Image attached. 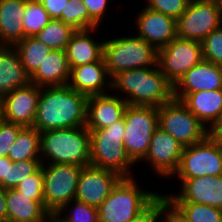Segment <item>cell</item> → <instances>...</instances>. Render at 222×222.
<instances>
[{
  "instance_id": "cell-33",
  "label": "cell",
  "mask_w": 222,
  "mask_h": 222,
  "mask_svg": "<svg viewBox=\"0 0 222 222\" xmlns=\"http://www.w3.org/2000/svg\"><path fill=\"white\" fill-rule=\"evenodd\" d=\"M41 165V160H22L8 163L7 179H2L0 185L4 189L15 188L26 177L35 173Z\"/></svg>"
},
{
  "instance_id": "cell-3",
  "label": "cell",
  "mask_w": 222,
  "mask_h": 222,
  "mask_svg": "<svg viewBox=\"0 0 222 222\" xmlns=\"http://www.w3.org/2000/svg\"><path fill=\"white\" fill-rule=\"evenodd\" d=\"M40 142L42 164H90V131L85 126L40 132Z\"/></svg>"
},
{
  "instance_id": "cell-21",
  "label": "cell",
  "mask_w": 222,
  "mask_h": 222,
  "mask_svg": "<svg viewBox=\"0 0 222 222\" xmlns=\"http://www.w3.org/2000/svg\"><path fill=\"white\" fill-rule=\"evenodd\" d=\"M31 83V77L23 67L19 52L14 46L0 45V100L14 89Z\"/></svg>"
},
{
  "instance_id": "cell-2",
  "label": "cell",
  "mask_w": 222,
  "mask_h": 222,
  "mask_svg": "<svg viewBox=\"0 0 222 222\" xmlns=\"http://www.w3.org/2000/svg\"><path fill=\"white\" fill-rule=\"evenodd\" d=\"M118 92L128 105L160 107L173 99V84L159 66L117 73L111 78V91Z\"/></svg>"
},
{
  "instance_id": "cell-1",
  "label": "cell",
  "mask_w": 222,
  "mask_h": 222,
  "mask_svg": "<svg viewBox=\"0 0 222 222\" xmlns=\"http://www.w3.org/2000/svg\"><path fill=\"white\" fill-rule=\"evenodd\" d=\"M87 99L68 84L41 87L33 127L45 132L85 126Z\"/></svg>"
},
{
  "instance_id": "cell-17",
  "label": "cell",
  "mask_w": 222,
  "mask_h": 222,
  "mask_svg": "<svg viewBox=\"0 0 222 222\" xmlns=\"http://www.w3.org/2000/svg\"><path fill=\"white\" fill-rule=\"evenodd\" d=\"M137 35L157 50L177 37L176 19L144 6L135 16Z\"/></svg>"
},
{
  "instance_id": "cell-40",
  "label": "cell",
  "mask_w": 222,
  "mask_h": 222,
  "mask_svg": "<svg viewBox=\"0 0 222 222\" xmlns=\"http://www.w3.org/2000/svg\"><path fill=\"white\" fill-rule=\"evenodd\" d=\"M161 222H191L164 194H161Z\"/></svg>"
},
{
  "instance_id": "cell-44",
  "label": "cell",
  "mask_w": 222,
  "mask_h": 222,
  "mask_svg": "<svg viewBox=\"0 0 222 222\" xmlns=\"http://www.w3.org/2000/svg\"><path fill=\"white\" fill-rule=\"evenodd\" d=\"M8 163H13L8 156L0 157V181L7 179Z\"/></svg>"
},
{
  "instance_id": "cell-45",
  "label": "cell",
  "mask_w": 222,
  "mask_h": 222,
  "mask_svg": "<svg viewBox=\"0 0 222 222\" xmlns=\"http://www.w3.org/2000/svg\"><path fill=\"white\" fill-rule=\"evenodd\" d=\"M210 135L222 145V119L211 129Z\"/></svg>"
},
{
  "instance_id": "cell-5",
  "label": "cell",
  "mask_w": 222,
  "mask_h": 222,
  "mask_svg": "<svg viewBox=\"0 0 222 222\" xmlns=\"http://www.w3.org/2000/svg\"><path fill=\"white\" fill-rule=\"evenodd\" d=\"M103 58L110 78L122 71L158 66V50L138 35L105 40Z\"/></svg>"
},
{
  "instance_id": "cell-46",
  "label": "cell",
  "mask_w": 222,
  "mask_h": 222,
  "mask_svg": "<svg viewBox=\"0 0 222 222\" xmlns=\"http://www.w3.org/2000/svg\"><path fill=\"white\" fill-rule=\"evenodd\" d=\"M45 222H63L57 214H50Z\"/></svg>"
},
{
  "instance_id": "cell-38",
  "label": "cell",
  "mask_w": 222,
  "mask_h": 222,
  "mask_svg": "<svg viewBox=\"0 0 222 222\" xmlns=\"http://www.w3.org/2000/svg\"><path fill=\"white\" fill-rule=\"evenodd\" d=\"M22 128L23 126L19 124L10 123L0 118V157L8 155L9 149Z\"/></svg>"
},
{
  "instance_id": "cell-29",
  "label": "cell",
  "mask_w": 222,
  "mask_h": 222,
  "mask_svg": "<svg viewBox=\"0 0 222 222\" xmlns=\"http://www.w3.org/2000/svg\"><path fill=\"white\" fill-rule=\"evenodd\" d=\"M76 30L59 19H51L49 23L34 37L43 42L51 50H65L72 34Z\"/></svg>"
},
{
  "instance_id": "cell-16",
  "label": "cell",
  "mask_w": 222,
  "mask_h": 222,
  "mask_svg": "<svg viewBox=\"0 0 222 222\" xmlns=\"http://www.w3.org/2000/svg\"><path fill=\"white\" fill-rule=\"evenodd\" d=\"M178 179V194L164 193L172 202H195L222 209V176Z\"/></svg>"
},
{
  "instance_id": "cell-4",
  "label": "cell",
  "mask_w": 222,
  "mask_h": 222,
  "mask_svg": "<svg viewBox=\"0 0 222 222\" xmlns=\"http://www.w3.org/2000/svg\"><path fill=\"white\" fill-rule=\"evenodd\" d=\"M89 131V165L112 170L122 177H132L133 171L131 169L136 164L129 158L123 145L125 135L124 118L107 128Z\"/></svg>"
},
{
  "instance_id": "cell-31",
  "label": "cell",
  "mask_w": 222,
  "mask_h": 222,
  "mask_svg": "<svg viewBox=\"0 0 222 222\" xmlns=\"http://www.w3.org/2000/svg\"><path fill=\"white\" fill-rule=\"evenodd\" d=\"M70 205H72V208ZM66 210L69 212L66 213ZM65 213L67 214L65 215L66 217L62 216ZM56 214L63 222H100L98 209L96 207L76 199L68 202Z\"/></svg>"
},
{
  "instance_id": "cell-10",
  "label": "cell",
  "mask_w": 222,
  "mask_h": 222,
  "mask_svg": "<svg viewBox=\"0 0 222 222\" xmlns=\"http://www.w3.org/2000/svg\"><path fill=\"white\" fill-rule=\"evenodd\" d=\"M222 176V145L210 134L201 142L183 148L180 164L172 177Z\"/></svg>"
},
{
  "instance_id": "cell-19",
  "label": "cell",
  "mask_w": 222,
  "mask_h": 222,
  "mask_svg": "<svg viewBox=\"0 0 222 222\" xmlns=\"http://www.w3.org/2000/svg\"><path fill=\"white\" fill-rule=\"evenodd\" d=\"M119 94H99L88 96L86 125L88 130L107 128L123 119L127 102Z\"/></svg>"
},
{
  "instance_id": "cell-32",
  "label": "cell",
  "mask_w": 222,
  "mask_h": 222,
  "mask_svg": "<svg viewBox=\"0 0 222 222\" xmlns=\"http://www.w3.org/2000/svg\"><path fill=\"white\" fill-rule=\"evenodd\" d=\"M191 222H222V209L195 202H173Z\"/></svg>"
},
{
  "instance_id": "cell-9",
  "label": "cell",
  "mask_w": 222,
  "mask_h": 222,
  "mask_svg": "<svg viewBox=\"0 0 222 222\" xmlns=\"http://www.w3.org/2000/svg\"><path fill=\"white\" fill-rule=\"evenodd\" d=\"M158 126L183 147L201 142L210 134L202 122L174 98L158 107Z\"/></svg>"
},
{
  "instance_id": "cell-43",
  "label": "cell",
  "mask_w": 222,
  "mask_h": 222,
  "mask_svg": "<svg viewBox=\"0 0 222 222\" xmlns=\"http://www.w3.org/2000/svg\"><path fill=\"white\" fill-rule=\"evenodd\" d=\"M6 189L0 185V222H7Z\"/></svg>"
},
{
  "instance_id": "cell-24",
  "label": "cell",
  "mask_w": 222,
  "mask_h": 222,
  "mask_svg": "<svg viewBox=\"0 0 222 222\" xmlns=\"http://www.w3.org/2000/svg\"><path fill=\"white\" fill-rule=\"evenodd\" d=\"M70 71L65 50H51L30 76L31 83L39 87L67 85Z\"/></svg>"
},
{
  "instance_id": "cell-41",
  "label": "cell",
  "mask_w": 222,
  "mask_h": 222,
  "mask_svg": "<svg viewBox=\"0 0 222 222\" xmlns=\"http://www.w3.org/2000/svg\"><path fill=\"white\" fill-rule=\"evenodd\" d=\"M129 222H161V192L142 212Z\"/></svg>"
},
{
  "instance_id": "cell-47",
  "label": "cell",
  "mask_w": 222,
  "mask_h": 222,
  "mask_svg": "<svg viewBox=\"0 0 222 222\" xmlns=\"http://www.w3.org/2000/svg\"><path fill=\"white\" fill-rule=\"evenodd\" d=\"M220 1V6H221V16H222V0H219Z\"/></svg>"
},
{
  "instance_id": "cell-42",
  "label": "cell",
  "mask_w": 222,
  "mask_h": 222,
  "mask_svg": "<svg viewBox=\"0 0 222 222\" xmlns=\"http://www.w3.org/2000/svg\"><path fill=\"white\" fill-rule=\"evenodd\" d=\"M51 19H59L65 13L68 0H39Z\"/></svg>"
},
{
  "instance_id": "cell-26",
  "label": "cell",
  "mask_w": 222,
  "mask_h": 222,
  "mask_svg": "<svg viewBox=\"0 0 222 222\" xmlns=\"http://www.w3.org/2000/svg\"><path fill=\"white\" fill-rule=\"evenodd\" d=\"M25 6L26 0H0V45L14 46L25 37Z\"/></svg>"
},
{
  "instance_id": "cell-6",
  "label": "cell",
  "mask_w": 222,
  "mask_h": 222,
  "mask_svg": "<svg viewBox=\"0 0 222 222\" xmlns=\"http://www.w3.org/2000/svg\"><path fill=\"white\" fill-rule=\"evenodd\" d=\"M134 177H123L97 208L100 222H129L159 195L140 188Z\"/></svg>"
},
{
  "instance_id": "cell-20",
  "label": "cell",
  "mask_w": 222,
  "mask_h": 222,
  "mask_svg": "<svg viewBox=\"0 0 222 222\" xmlns=\"http://www.w3.org/2000/svg\"><path fill=\"white\" fill-rule=\"evenodd\" d=\"M68 85L86 96L108 93L107 91L111 90V78L106 70L104 58L71 68Z\"/></svg>"
},
{
  "instance_id": "cell-7",
  "label": "cell",
  "mask_w": 222,
  "mask_h": 222,
  "mask_svg": "<svg viewBox=\"0 0 222 222\" xmlns=\"http://www.w3.org/2000/svg\"><path fill=\"white\" fill-rule=\"evenodd\" d=\"M123 145L129 158L138 164L146 155L158 126V107L128 105L124 113Z\"/></svg>"
},
{
  "instance_id": "cell-25",
  "label": "cell",
  "mask_w": 222,
  "mask_h": 222,
  "mask_svg": "<svg viewBox=\"0 0 222 222\" xmlns=\"http://www.w3.org/2000/svg\"><path fill=\"white\" fill-rule=\"evenodd\" d=\"M7 222H45L50 213L45 202L32 200L15 188L6 189Z\"/></svg>"
},
{
  "instance_id": "cell-8",
  "label": "cell",
  "mask_w": 222,
  "mask_h": 222,
  "mask_svg": "<svg viewBox=\"0 0 222 222\" xmlns=\"http://www.w3.org/2000/svg\"><path fill=\"white\" fill-rule=\"evenodd\" d=\"M83 166L74 164H42L45 208L56 214L75 199L77 184Z\"/></svg>"
},
{
  "instance_id": "cell-37",
  "label": "cell",
  "mask_w": 222,
  "mask_h": 222,
  "mask_svg": "<svg viewBox=\"0 0 222 222\" xmlns=\"http://www.w3.org/2000/svg\"><path fill=\"white\" fill-rule=\"evenodd\" d=\"M144 2L147 8L177 20L186 10L190 0H145Z\"/></svg>"
},
{
  "instance_id": "cell-18",
  "label": "cell",
  "mask_w": 222,
  "mask_h": 222,
  "mask_svg": "<svg viewBox=\"0 0 222 222\" xmlns=\"http://www.w3.org/2000/svg\"><path fill=\"white\" fill-rule=\"evenodd\" d=\"M216 89H222V66L202 59L173 85V98L181 101L187 94Z\"/></svg>"
},
{
  "instance_id": "cell-30",
  "label": "cell",
  "mask_w": 222,
  "mask_h": 222,
  "mask_svg": "<svg viewBox=\"0 0 222 222\" xmlns=\"http://www.w3.org/2000/svg\"><path fill=\"white\" fill-rule=\"evenodd\" d=\"M50 20L48 12L39 0H26L22 18L25 37L35 36Z\"/></svg>"
},
{
  "instance_id": "cell-11",
  "label": "cell",
  "mask_w": 222,
  "mask_h": 222,
  "mask_svg": "<svg viewBox=\"0 0 222 222\" xmlns=\"http://www.w3.org/2000/svg\"><path fill=\"white\" fill-rule=\"evenodd\" d=\"M222 24L219 0H190L176 20L177 37L202 41Z\"/></svg>"
},
{
  "instance_id": "cell-14",
  "label": "cell",
  "mask_w": 222,
  "mask_h": 222,
  "mask_svg": "<svg viewBox=\"0 0 222 222\" xmlns=\"http://www.w3.org/2000/svg\"><path fill=\"white\" fill-rule=\"evenodd\" d=\"M122 178L112 170L85 166L79 176L75 199L98 208Z\"/></svg>"
},
{
  "instance_id": "cell-36",
  "label": "cell",
  "mask_w": 222,
  "mask_h": 222,
  "mask_svg": "<svg viewBox=\"0 0 222 222\" xmlns=\"http://www.w3.org/2000/svg\"><path fill=\"white\" fill-rule=\"evenodd\" d=\"M15 189L26 196H32V200L45 202L43 195V170L41 167L33 174L21 181Z\"/></svg>"
},
{
  "instance_id": "cell-12",
  "label": "cell",
  "mask_w": 222,
  "mask_h": 222,
  "mask_svg": "<svg viewBox=\"0 0 222 222\" xmlns=\"http://www.w3.org/2000/svg\"><path fill=\"white\" fill-rule=\"evenodd\" d=\"M202 59V45L197 40L176 37L158 50V66L173 85Z\"/></svg>"
},
{
  "instance_id": "cell-34",
  "label": "cell",
  "mask_w": 222,
  "mask_h": 222,
  "mask_svg": "<svg viewBox=\"0 0 222 222\" xmlns=\"http://www.w3.org/2000/svg\"><path fill=\"white\" fill-rule=\"evenodd\" d=\"M59 20L75 30L89 29V13L82 0H68L65 13H61Z\"/></svg>"
},
{
  "instance_id": "cell-22",
  "label": "cell",
  "mask_w": 222,
  "mask_h": 222,
  "mask_svg": "<svg viewBox=\"0 0 222 222\" xmlns=\"http://www.w3.org/2000/svg\"><path fill=\"white\" fill-rule=\"evenodd\" d=\"M98 27L86 30H76L68 44L65 52L70 69L91 62L100 61L103 58L104 41H96L92 32L96 33Z\"/></svg>"
},
{
  "instance_id": "cell-15",
  "label": "cell",
  "mask_w": 222,
  "mask_h": 222,
  "mask_svg": "<svg viewBox=\"0 0 222 222\" xmlns=\"http://www.w3.org/2000/svg\"><path fill=\"white\" fill-rule=\"evenodd\" d=\"M40 92L41 87L33 83L14 89L0 100V118L23 127H33Z\"/></svg>"
},
{
  "instance_id": "cell-23",
  "label": "cell",
  "mask_w": 222,
  "mask_h": 222,
  "mask_svg": "<svg viewBox=\"0 0 222 222\" xmlns=\"http://www.w3.org/2000/svg\"><path fill=\"white\" fill-rule=\"evenodd\" d=\"M181 102L209 131L222 119V89L190 93Z\"/></svg>"
},
{
  "instance_id": "cell-39",
  "label": "cell",
  "mask_w": 222,
  "mask_h": 222,
  "mask_svg": "<svg viewBox=\"0 0 222 222\" xmlns=\"http://www.w3.org/2000/svg\"><path fill=\"white\" fill-rule=\"evenodd\" d=\"M89 13V29L96 28L103 24L105 12L108 11L110 0H82Z\"/></svg>"
},
{
  "instance_id": "cell-35",
  "label": "cell",
  "mask_w": 222,
  "mask_h": 222,
  "mask_svg": "<svg viewBox=\"0 0 222 222\" xmlns=\"http://www.w3.org/2000/svg\"><path fill=\"white\" fill-rule=\"evenodd\" d=\"M204 60L222 66V24L201 41Z\"/></svg>"
},
{
  "instance_id": "cell-28",
  "label": "cell",
  "mask_w": 222,
  "mask_h": 222,
  "mask_svg": "<svg viewBox=\"0 0 222 222\" xmlns=\"http://www.w3.org/2000/svg\"><path fill=\"white\" fill-rule=\"evenodd\" d=\"M14 47L19 52L22 65L30 76L51 51L48 46L34 36L24 37Z\"/></svg>"
},
{
  "instance_id": "cell-27",
  "label": "cell",
  "mask_w": 222,
  "mask_h": 222,
  "mask_svg": "<svg viewBox=\"0 0 222 222\" xmlns=\"http://www.w3.org/2000/svg\"><path fill=\"white\" fill-rule=\"evenodd\" d=\"M40 132L35 127H23L9 149L8 157L13 161L41 160Z\"/></svg>"
},
{
  "instance_id": "cell-13",
  "label": "cell",
  "mask_w": 222,
  "mask_h": 222,
  "mask_svg": "<svg viewBox=\"0 0 222 222\" xmlns=\"http://www.w3.org/2000/svg\"><path fill=\"white\" fill-rule=\"evenodd\" d=\"M183 148L174 137L158 127L151 137L148 152L140 162L146 161L154 170L153 174L168 179L178 169Z\"/></svg>"
}]
</instances>
